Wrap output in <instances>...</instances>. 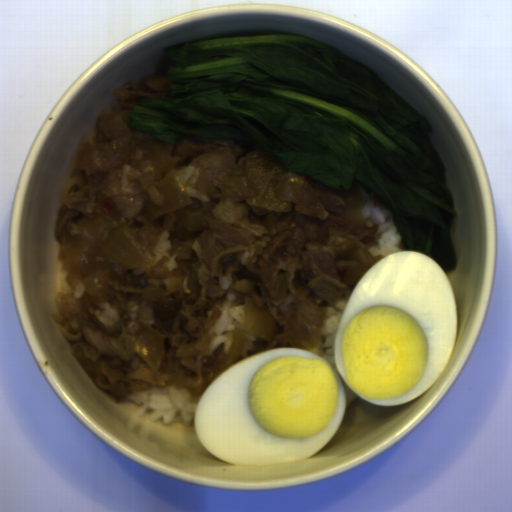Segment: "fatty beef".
Masks as SVG:
<instances>
[{"label": "fatty beef", "instance_id": "1", "mask_svg": "<svg viewBox=\"0 0 512 512\" xmlns=\"http://www.w3.org/2000/svg\"><path fill=\"white\" fill-rule=\"evenodd\" d=\"M176 166L161 171L175 173L187 190L193 188L211 202L191 197L185 207L150 220L141 212L143 190L156 204L163 194L152 186L156 165L132 151L129 162L116 167V179L105 185L108 172L88 176L73 166L56 215L53 237L59 251L56 270V306L53 317L69 348L94 384L118 402L129 395L173 386L186 390L192 402L199 400L221 374L240 360L279 348H294L286 332L285 318L297 305L314 303L327 311L342 300L347 304L355 286L382 255L373 256L379 225L363 221L367 196L382 209L372 194L358 189L349 198L326 192L310 180L319 207L291 202V212H269L246 201H234L215 184V177L233 167L252 148L239 142L212 139L208 143L183 137L172 142ZM104 212L120 210L122 221L133 225L139 239L155 254L156 265L148 272L125 270V280H114L109 263L97 262L90 273L77 275L62 259L61 246L79 237V218H93V206ZM386 210V209H385ZM255 250L246 265L244 252ZM68 270L66 282L73 293L65 296L59 272ZM227 277L228 290L219 277ZM86 290L74 296L75 285ZM236 295L235 301L227 294ZM255 305L266 302L275 318L272 342H264L245 329L244 296ZM226 313L232 331L221 332L230 340L213 351L217 337L209 336ZM148 328L165 340L160 371L153 372L129 344ZM252 333L254 351L241 357L240 348ZM202 337L208 339L201 355L176 357L174 350Z\"/></svg>", "mask_w": 512, "mask_h": 512}, {"label": "fatty beef", "instance_id": "2", "mask_svg": "<svg viewBox=\"0 0 512 512\" xmlns=\"http://www.w3.org/2000/svg\"><path fill=\"white\" fill-rule=\"evenodd\" d=\"M166 75L143 78L140 82L121 85L115 89L113 95L121 100V103L118 107L111 105L106 107L96 117L95 135L89 142H110L109 137L105 133H101L100 124L117 116L128 125L130 113L134 110L135 105H139L141 99L166 98L169 94L168 86L173 83L167 79Z\"/></svg>", "mask_w": 512, "mask_h": 512}, {"label": "fatty beef", "instance_id": "3", "mask_svg": "<svg viewBox=\"0 0 512 512\" xmlns=\"http://www.w3.org/2000/svg\"><path fill=\"white\" fill-rule=\"evenodd\" d=\"M330 348H331V347H324V346H323V344H322V345H320V346H318V347H316V348L312 349L310 352H311V353H313V354H315L316 356H318V357H320V358H321V355H322L323 353H325V354H326V350H327V349H330Z\"/></svg>", "mask_w": 512, "mask_h": 512}, {"label": "fatty beef", "instance_id": "4", "mask_svg": "<svg viewBox=\"0 0 512 512\" xmlns=\"http://www.w3.org/2000/svg\"><path fill=\"white\" fill-rule=\"evenodd\" d=\"M329 365H330L332 368H333V367H337V366H336V364H335V362H334V363H331V364H329Z\"/></svg>", "mask_w": 512, "mask_h": 512}]
</instances>
